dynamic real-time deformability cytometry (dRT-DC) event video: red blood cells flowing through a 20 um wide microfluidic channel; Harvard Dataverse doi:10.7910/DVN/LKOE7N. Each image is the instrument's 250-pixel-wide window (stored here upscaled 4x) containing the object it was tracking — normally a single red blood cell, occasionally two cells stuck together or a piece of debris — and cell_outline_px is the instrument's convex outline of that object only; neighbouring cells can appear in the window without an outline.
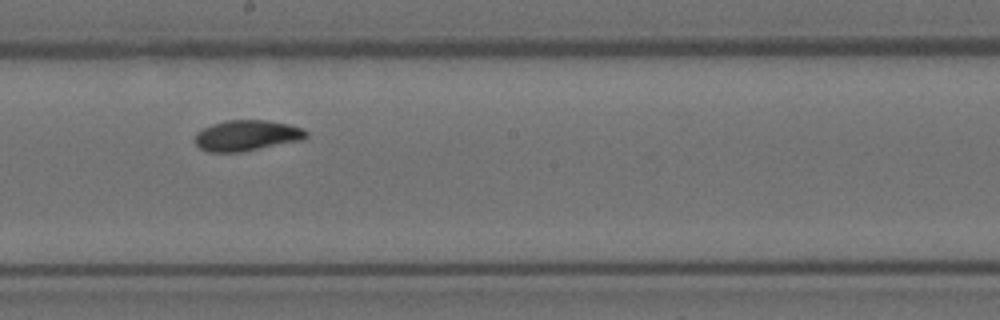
{"species": "Egyptian fruit bat (a non-hibernating species)", "species_latin": "Rousettus aegyptiacus", "temperature_condition": "room temperature", "stored_images_in_passage": 14, "camera_frame_rate_fps": 3000, "um_per_image_px": 0.085, "animal": {"sex": "female"}, "frame": {"image": 1, "passage_image": 7, "time_ms": 2.0, "image_size_px": [1000, 320], "cell_outline_px": [[308, 136], [304, 140], [240, 152], [208, 152], [200, 148], [196, 144], [196, 132], [212, 124], [228, 120], [264, 120], [288, 124], [300, 128], [308, 132]], "centroid_in_image_um": [20.99, 11.52], "position_along_channel_um": 227.2, "area_um2": 19.83}}
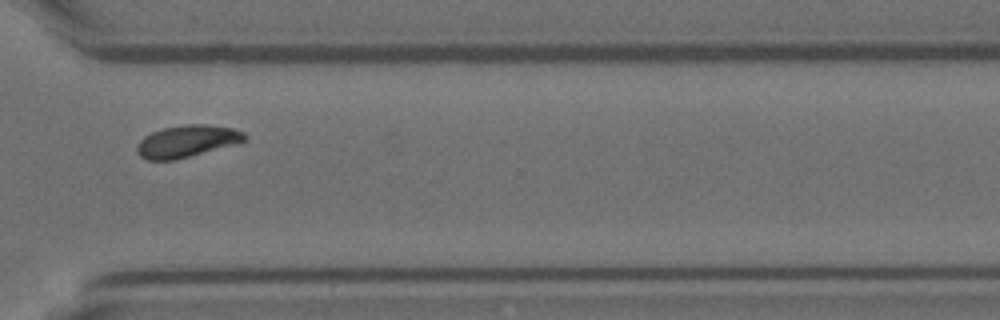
{"frame": {"image": 2, "passage_image": 10, "time_ms": 3.0, "image_size_px": [1000, 320], "cell_outline_px": [[248, 140], [236, 144], [176, 160], [148, 160], [140, 156], [136, 152], [136, 144], [144, 136], [152, 132], [164, 128], [184, 124], [204, 124], [232, 128], [244, 132], [248, 136]], "centroid_in_image_um": [15.9, 12.01], "position_along_channel_um": 354.7, "area_um2": 20.29}}
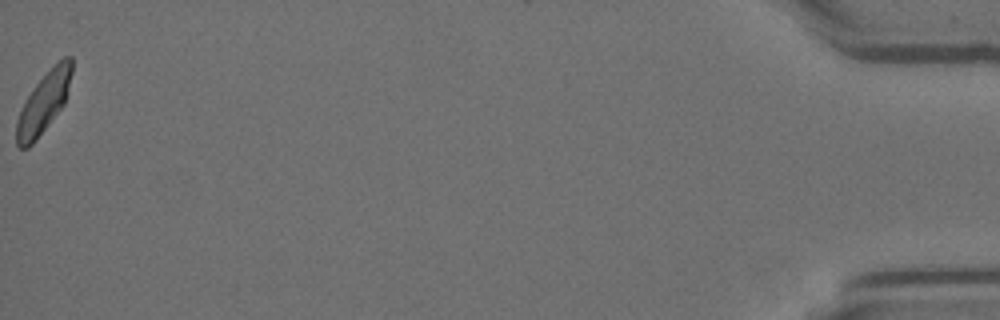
{"frame": {"image": 3, "passage_image": 14, "time_ms": 4.333, "image_size_px": [1000, 320], "cell_outline_px": [[72, 72], [68, 92], [64, 104], [36, 140], [28, 148], [20, 148], [16, 144], [16, 120], [32, 88], [64, 56], [72, 56]], "centroid_in_image_um": [3.72, 8.75], "position_along_channel_um": 431.5, "area_um2": 19.07}}